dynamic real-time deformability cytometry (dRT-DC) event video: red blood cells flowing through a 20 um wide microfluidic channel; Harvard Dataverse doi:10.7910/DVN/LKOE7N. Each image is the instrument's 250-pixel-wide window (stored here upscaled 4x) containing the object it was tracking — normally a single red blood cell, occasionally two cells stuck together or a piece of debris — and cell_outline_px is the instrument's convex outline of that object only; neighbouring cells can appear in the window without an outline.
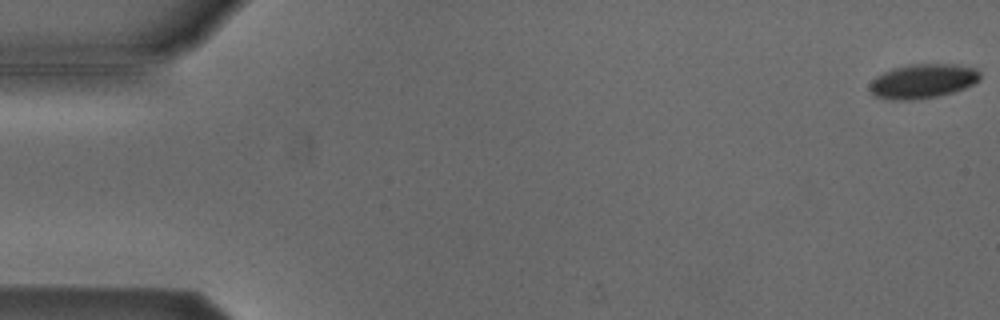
{"species": "Egyptian fruit bat (a non-hibernating species)", "species_latin": "Rousettus aegyptiacus", "temperature_condition": "cold", "stored_images_in_passage": 54, "camera_frame_rate_fps": 3000, "um_per_image_px": 0.085, "animal": {"sex": "male"}, "frame": {"image": 1, "passage_image": 1, "time_ms": 0.0, "image_size_px": [1000, 320], "cell_outline_px": [[980, 80], [964, 88], [952, 92], [936, 96], [912, 100], [888, 100], [876, 96], [868, 88], [872, 80], [876, 76], [892, 68], [908, 64], [956, 64], [976, 68], [980, 72]], "centroid_in_image_um": [78.42, 6.89], "position_along_channel_um": 6.6, "area_um2": 22.14}}
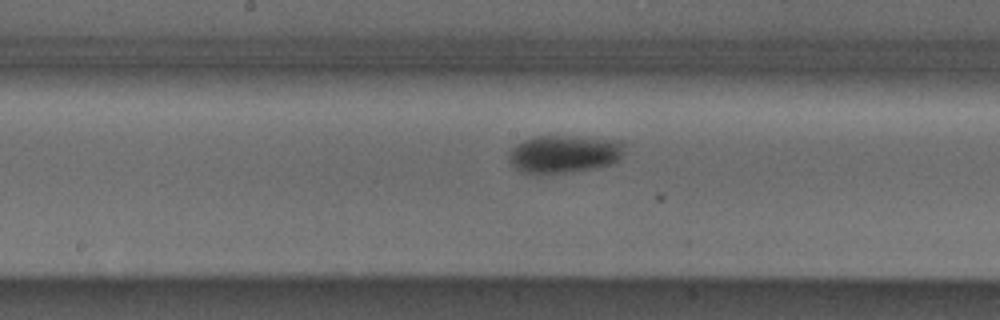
{"frame": {"image": 2, "passage_image": 28, "time_ms": 9.0, "image_size_px": [1000, 320], "cell_outline_px": [[624, 152], [612, 164], [596, 168], [540, 176], [520, 172], [508, 160], [508, 156], [512, 148], [516, 144], [532, 136], [576, 136], [624, 140]], "centroid_in_image_um": [47.93, 13.1], "position_along_channel_um": 200.3, "area_um2": 26.13}}
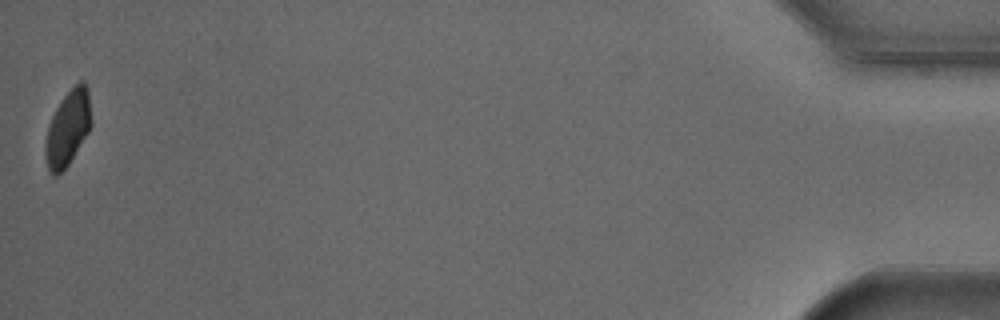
{"frame": {"image": 3, "passage_image": 54, "time_ms": 17.667, "image_size_px": [1000, 320], "cell_outline_px": [[92, 124], [88, 132], [68, 164], [56, 176], [52, 176], [48, 172], [44, 156], [44, 144], [48, 124], [60, 100], [80, 80], [84, 80], [88, 88], [92, 120]], "centroid_in_image_um": [5.75, 10.89], "position_along_channel_um": 429.5, "area_um2": 20.35}, "authors_computed_cell_mechanics": {"area_um2": 23.9581, "velocity_mm_per_s": 3.8024, "shape_relaxation_time_tau1_ms": 4.7205, "shape_relaxation_time_tau2_ms": null, "deformation_change_tau1": 0.0868, "deformation_change_tau2": null}}